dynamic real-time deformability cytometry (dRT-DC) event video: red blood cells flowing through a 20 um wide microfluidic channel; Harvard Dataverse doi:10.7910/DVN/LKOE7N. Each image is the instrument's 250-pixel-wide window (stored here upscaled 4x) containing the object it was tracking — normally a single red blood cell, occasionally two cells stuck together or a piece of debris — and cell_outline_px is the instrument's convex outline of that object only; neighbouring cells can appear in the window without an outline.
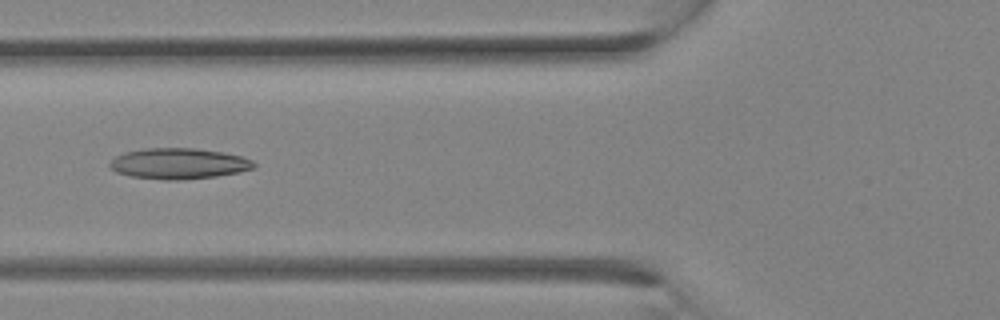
{"species": "Egyptian fruit bat (a non-hibernating species)", "species_latin": "Rousettus aegyptiacus", "temperature_condition": "room temperature", "stored_images_in_passage": 30, "camera_frame_rate_fps": 3000, "um_per_image_px": 0.085, "animal": {"sex": "female"}, "frame": {"image": 1, "passage_image": 12, "time_ms": 3.667, "image_size_px": [1000, 320], "cell_outline_px": [[256, 164], [252, 168], [236, 172], [216, 176], [176, 180], [164, 180], [132, 176], [116, 172], [108, 164], [116, 156], [124, 152], [148, 148], [196, 148], [220, 152], [240, 156], [252, 160]], "centroid_in_image_um": [15.15, 13.9], "position_along_channel_um": 110.6, "area_um2": 25.49}}
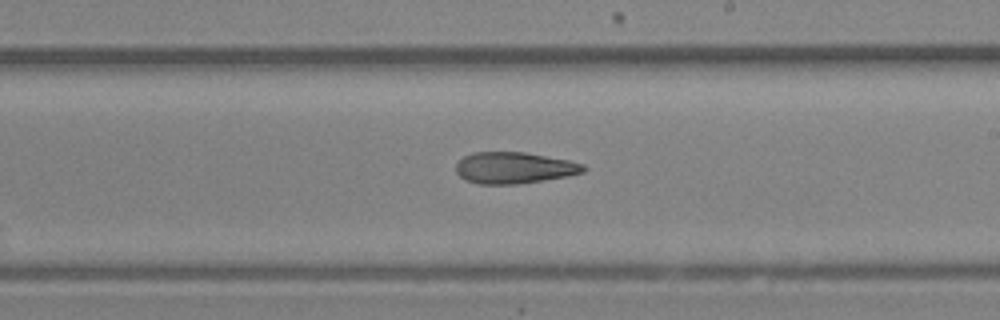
{"frame": {"image": 2, "passage_image": 18, "time_ms": 5.667, "image_size_px": [1000, 320], "cell_outline_px": [[588, 168], [584, 172], [568, 176], [516, 184], [480, 184], [464, 180], [456, 172], [456, 164], [464, 156], [472, 152], [524, 152], [568, 160], [584, 164]], "centroid_in_image_um": [43.7, 14.26], "position_along_channel_um": 245.3, "area_um2": 23.35}}
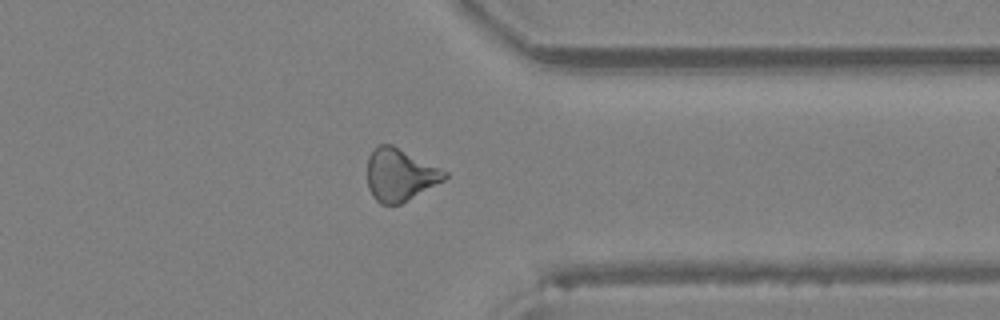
{"frame": {"image": 3, "passage_image": 24, "time_ms": 7.667, "image_size_px": [1000, 320], "cell_outline_px": [[448, 176], [444, 180], [400, 204], [380, 204], [372, 196], [368, 188], [368, 156], [376, 144], [392, 144], [448, 172]], "centroid_in_image_um": [33.97, 14.84], "position_along_channel_um": 377.4, "area_um2": 23.52}}